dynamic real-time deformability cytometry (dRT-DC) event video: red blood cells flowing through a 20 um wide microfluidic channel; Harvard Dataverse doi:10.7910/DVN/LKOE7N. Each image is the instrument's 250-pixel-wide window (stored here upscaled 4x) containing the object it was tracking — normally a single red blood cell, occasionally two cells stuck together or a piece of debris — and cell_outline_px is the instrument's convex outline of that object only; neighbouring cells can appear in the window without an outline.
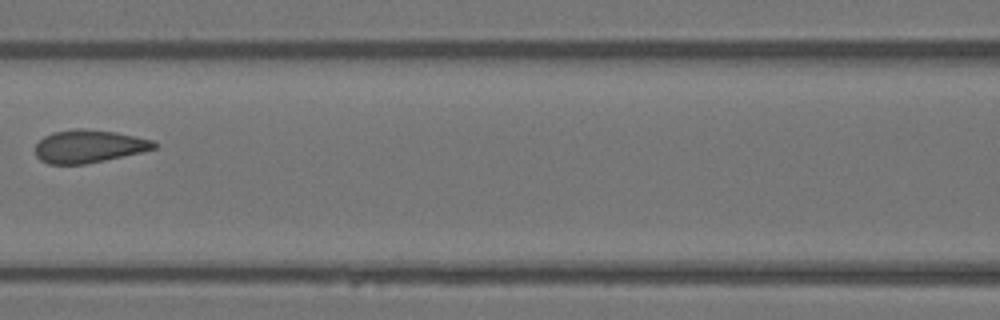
{"species": "Egyptian fruit bat (a non-hibernating species)", "species_latin": "Rousettus aegyptiacus", "temperature_condition": "warm", "stored_images_in_passage": 7, "camera_frame_rate_fps": 3000, "um_per_image_px": 0.085, "animal": {"sex": "female"}, "frame": {"image": 1, "passage_image": 7, "time_ms": 2.0, "image_size_px": [1000, 320], "cell_outline_px": [[156, 148], [140, 152], [104, 160], [84, 164], [48, 164], [40, 160], [36, 156], [36, 144], [44, 136], [52, 132], [76, 128], [84, 128], [116, 132], [136, 136], [152, 140], [156, 144]], "centroid_in_image_um": [7.52, 12.42], "position_along_channel_um": 159.1, "area_um2": 22.66}}